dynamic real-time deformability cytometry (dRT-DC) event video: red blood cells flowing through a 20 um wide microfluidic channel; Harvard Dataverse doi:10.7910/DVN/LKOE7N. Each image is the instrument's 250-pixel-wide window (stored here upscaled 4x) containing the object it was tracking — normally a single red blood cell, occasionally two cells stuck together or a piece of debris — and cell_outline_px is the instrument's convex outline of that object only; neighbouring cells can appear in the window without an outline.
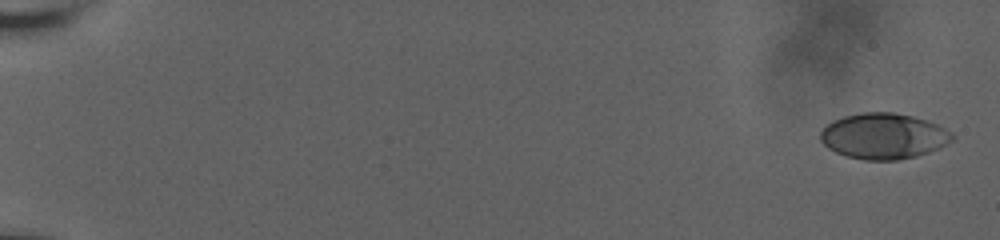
{"species": "human", "species_latin": "Homo sapiens", "temperature_condition": "room temperature", "stored_images_in_passage": 29, "camera_frame_rate_fps": 3000, "um_per_image_px": 0.085, "donor": {"sex": "male"}, "frame": {"image": 1, "passage_image": 1, "time_ms": 0.0, "image_size_px": [1000, 240], "cell_outline_px": [[956, 136], [952, 140], [940, 148], [916, 156], [896, 160], [864, 160], [848, 156], [836, 152], [828, 148], [820, 140], [820, 132], [832, 120], [844, 116], [864, 112], [892, 112], [912, 116], [936, 124], [944, 128]], "centroid_in_image_um": [75.1, 11.57], "position_along_channel_um": 9.9, "area_um2": 34.97}}
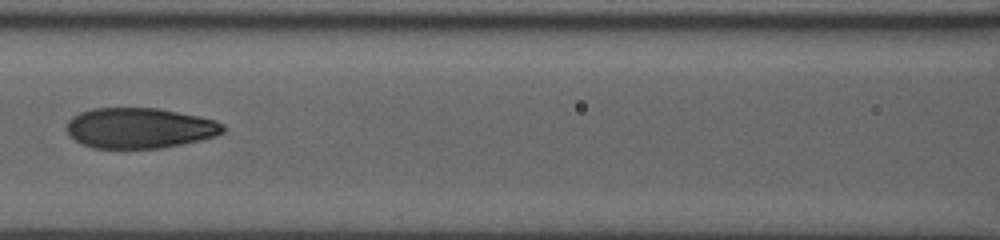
{"frame": {"image": 2, "passage_image": 21, "time_ms": 9.667, "image_size_px": [1000, 240], "cell_outline_px": [[224, 132], [216, 136], [200, 140], [160, 148], [92, 148], [80, 144], [68, 136], [64, 128], [68, 120], [72, 116], [80, 112], [92, 108], [160, 108], [200, 116], [216, 120], [224, 124]], "centroid_in_image_um": [11.82, 10.88], "position_along_channel_um": 154.8, "area_um2": 37.4}}
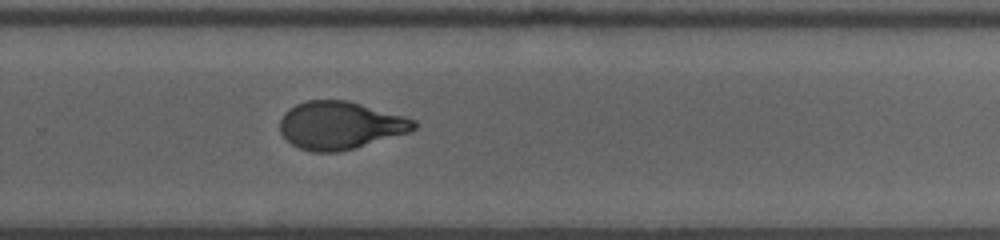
{"frame": {"image": 3, "passage_image": 29, "time_ms": 13.667, "image_size_px": [1000, 240], "cell_outline_px": [[416, 128], [412, 132], [352, 148], [336, 152], [312, 152], [300, 148], [292, 144], [280, 132], [280, 120], [284, 112], [288, 108], [296, 104], [308, 100], [348, 100], [404, 116], [416, 120]], "centroid_in_image_um": [28.91, 10.64], "position_along_channel_um": 300.9, "area_um2": 37.22}}